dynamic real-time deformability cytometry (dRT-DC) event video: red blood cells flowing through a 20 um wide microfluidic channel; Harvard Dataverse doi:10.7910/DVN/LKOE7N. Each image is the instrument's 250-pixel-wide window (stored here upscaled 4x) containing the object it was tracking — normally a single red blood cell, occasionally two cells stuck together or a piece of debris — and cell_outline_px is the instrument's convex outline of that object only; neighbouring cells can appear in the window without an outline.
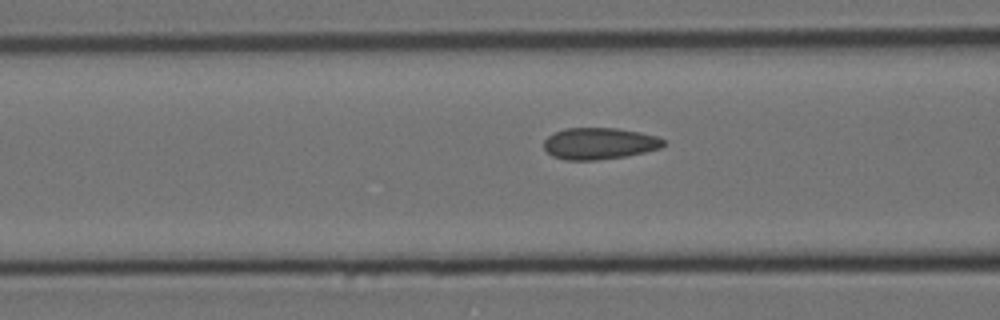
{"species": "Egyptian fruit bat (a non-hibernating species)", "species_latin": "Rousettus aegyptiacus", "temperature_condition": "cold", "stored_images_in_passage": 36, "camera_frame_rate_fps": 3000, "um_per_image_px": 0.085, "animal": {"sex": "female"}, "frame": {"image": 1, "passage_image": 13, "time_ms": 4.0, "image_size_px": [1000, 320], "cell_outline_px": [[664, 144], [660, 148], [644, 152], [624, 156], [596, 160], [564, 160], [552, 156], [544, 148], [544, 140], [548, 136], [564, 128], [616, 128], [640, 132], [656, 136], [664, 140]], "centroid_in_image_um": [50.92, 12.19], "position_along_channel_um": 115.7, "area_um2": 21.91}}
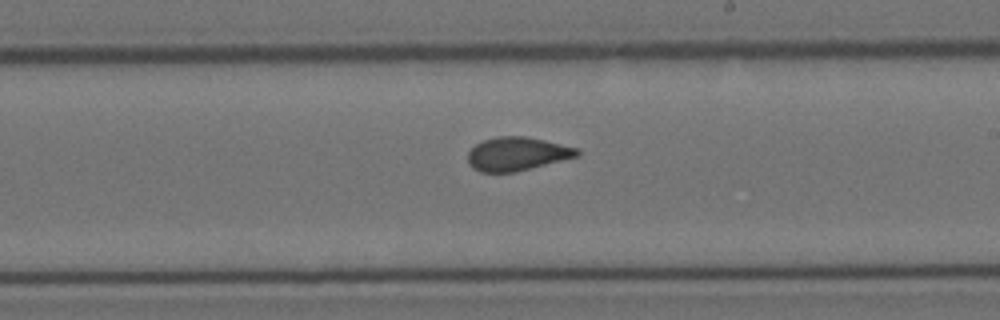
{"frame": {"image": 2, "passage_image": 24, "time_ms": 7.667, "image_size_px": [1000, 320], "cell_outline_px": [[580, 156], [512, 172], [480, 172], [472, 168], [468, 164], [468, 152], [476, 144], [484, 140], [496, 136], [524, 136], [544, 140], [580, 148]], "centroid_in_image_um": [43.95, 13.07], "position_along_channel_um": 245.0, "area_um2": 21.33}}
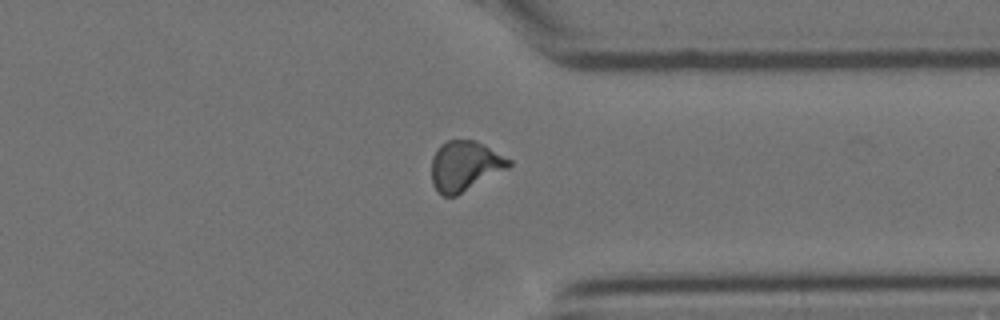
{"frame": {"image": 3, "passage_image": 35, "time_ms": 11.333, "image_size_px": [1000, 320], "cell_outline_px": [[512, 164], [508, 168], [456, 196], [444, 196], [432, 184], [432, 156], [440, 144], [448, 140], [476, 140], [484, 144], [512, 160]], "centroid_in_image_um": [39.52, 14.09], "position_along_channel_um": 371.9, "area_um2": 22.48}}